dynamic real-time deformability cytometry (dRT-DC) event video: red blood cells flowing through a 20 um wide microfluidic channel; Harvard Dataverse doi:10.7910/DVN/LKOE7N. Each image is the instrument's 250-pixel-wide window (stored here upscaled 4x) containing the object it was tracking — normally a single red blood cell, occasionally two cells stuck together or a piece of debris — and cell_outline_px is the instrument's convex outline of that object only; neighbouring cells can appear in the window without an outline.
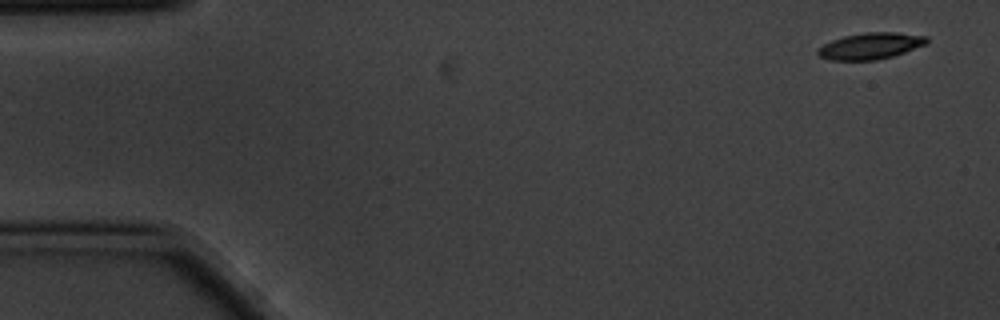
{"species": "common noctule bat (a hibernating species)", "species_latin": "Nyctalus noctula", "temperature_condition": "cold", "stored_images_in_passage": 6, "segment_of_instrument_passage": [1, 2], "camera_frame_rate_fps": 3000, "um_per_image_px": 0.085, "animal": {"sex": "male", "body_mass_g": 20.1, "forearm_length_mm": 53.5}, "frame": {"image": 1, "passage_image": 1, "time_ms": 0.0, "image_size_px": [1000, 320], "cell_outline_px": [[928, 44], [892, 56], [876, 60], [828, 60], [820, 56], [816, 52], [816, 48], [832, 40], [844, 36], [864, 32], [896, 32], [928, 36]], "centroid_in_image_um": [73.99, 3.9], "position_along_channel_um": 11.0, "area_um2": 16.88}}
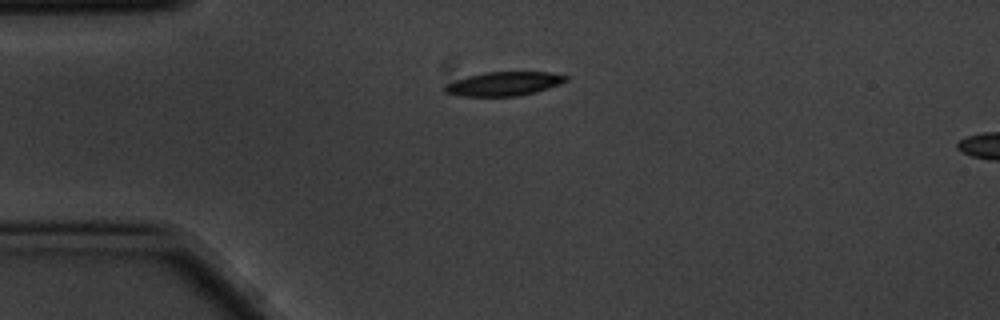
{"frame": {"image": 2, "passage_image": 4, "time_ms": 1.0, "image_size_px": [1000, 320], "cell_outline_px": [[568, 80], [560, 84], [536, 92], [516, 96], [460, 96], [444, 92], [444, 84], [468, 76], [484, 72], [552, 72], [568, 76]], "centroid_in_image_um": [42.83, 7.12], "position_along_channel_um": 42.2, "area_um2": 16.94}}